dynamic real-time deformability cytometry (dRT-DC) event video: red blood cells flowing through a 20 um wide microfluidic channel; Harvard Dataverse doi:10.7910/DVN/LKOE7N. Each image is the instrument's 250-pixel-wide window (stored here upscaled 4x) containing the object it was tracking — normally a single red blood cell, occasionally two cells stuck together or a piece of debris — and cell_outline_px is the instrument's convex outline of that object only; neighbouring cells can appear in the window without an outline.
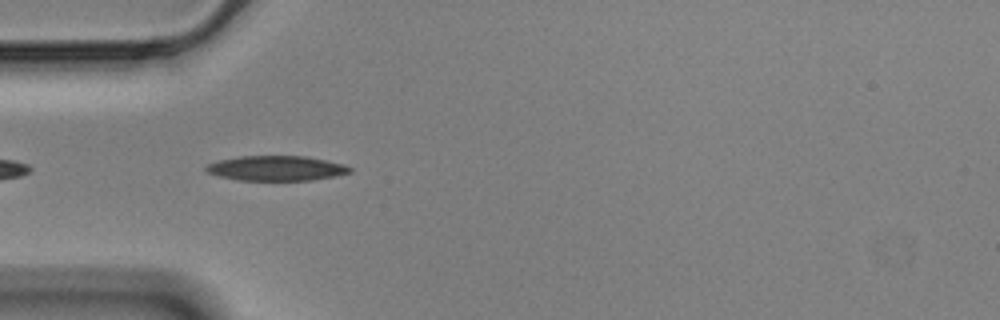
{"species": "Egyptian fruit bat (a non-hibernating species)", "species_latin": "Rousettus aegyptiacus", "temperature_condition": "cold", "stored_images_in_passage": 16, "camera_frame_rate_fps": 3000, "um_per_image_px": 0.085, "animal": {"sex": "male"}, "frame": {"image": 1, "passage_image": 3, "time_ms": 0.667, "image_size_px": [1000, 320], "cell_outline_px": [[352, 172], [336, 176], [312, 180], [240, 180], [220, 176], [208, 172], [204, 168], [208, 164], [220, 160], [240, 156], [304, 156], [344, 164], [352, 168]], "centroid_in_image_um": [23.52, 14.3], "position_along_channel_um": 61.5, "area_um2": 20.69}}
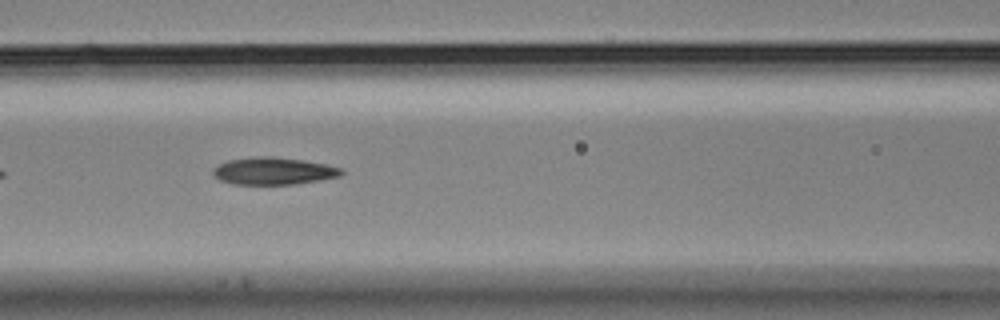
{"frame": {"image": 2, "passage_image": 10, "time_ms": 3.0, "image_size_px": [1000, 320], "cell_outline_px": [[344, 172], [340, 176], [320, 180], [296, 184], [232, 184], [220, 180], [212, 176], [212, 168], [216, 164], [228, 160], [264, 156], [272, 156], [300, 160], [324, 164], [344, 168]], "centroid_in_image_um": [23.21, 14.54], "position_along_channel_um": 143.4, "area_um2": 20.46}}
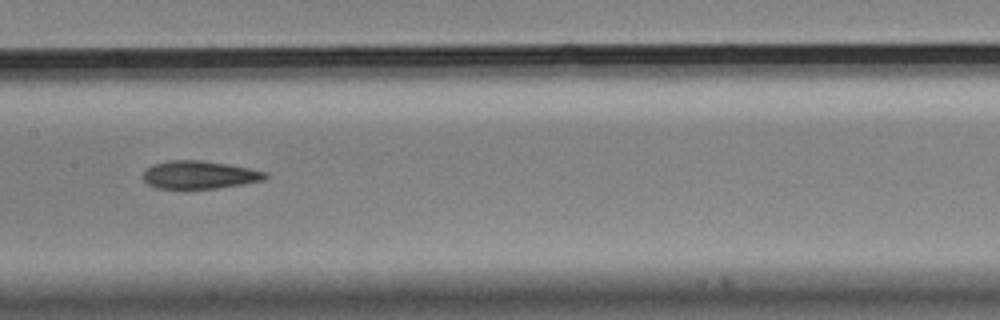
{"frame": {"image": 3, "passage_image": 14, "time_ms": 4.333, "image_size_px": [1000, 320], "cell_outline_px": [[268, 176], [264, 180], [244, 184], [216, 188], [180, 192], [156, 188], [148, 184], [144, 180], [144, 172], [152, 164], [168, 160], [204, 160], [228, 164], [268, 172]], "centroid_in_image_um": [16.92, 14.9], "position_along_channel_um": 190.5, "area_um2": 20.75}}